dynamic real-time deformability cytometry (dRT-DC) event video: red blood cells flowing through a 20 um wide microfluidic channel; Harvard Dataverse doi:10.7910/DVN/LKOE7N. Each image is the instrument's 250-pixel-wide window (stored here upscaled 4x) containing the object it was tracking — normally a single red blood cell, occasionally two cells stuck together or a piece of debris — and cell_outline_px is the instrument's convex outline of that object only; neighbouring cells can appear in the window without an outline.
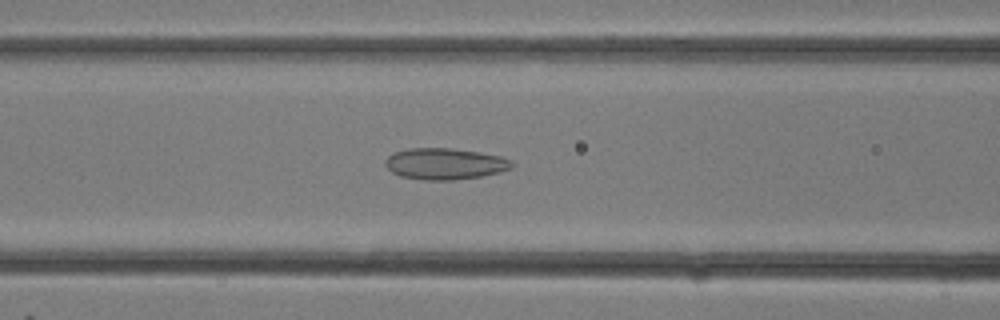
{"species": "common noctule bat (a hibernating species)", "species_latin": "Nyctalus noctula", "temperature_condition": "room temperature", "stored_images_in_passage": 27, "camera_frame_rate_fps": 3000, "um_per_image_px": 0.085, "animal": {"sex": "female"}, "frame": {"image": 1, "passage_image": 10, "time_ms": 3.0, "image_size_px": [1000, 320], "cell_outline_px": [[516, 164], [512, 168], [500, 172], [480, 176], [452, 180], [424, 180], [400, 176], [392, 172], [384, 164], [384, 160], [388, 156], [396, 152], [408, 148], [452, 148], [500, 156], [512, 160]], "centroid_in_image_um": [37.82, 13.92], "position_along_channel_um": 128.8, "area_um2": 23.12}}
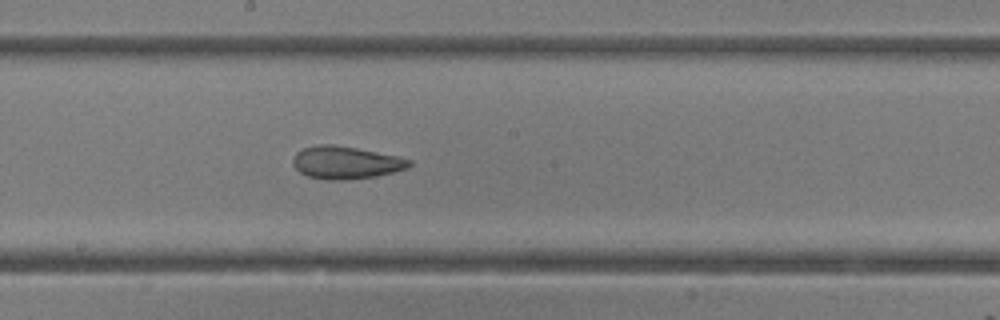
{"frame": {"image": 2, "passage_image": 14, "time_ms": 4.333, "image_size_px": [1000, 320], "cell_outline_px": [[412, 164], [408, 168], [376, 176], [348, 180], [324, 180], [308, 176], [300, 172], [292, 164], [292, 160], [296, 152], [304, 148], [320, 144], [332, 144], [356, 148], [396, 156], [412, 160]], "centroid_in_image_um": [29.37, 13.83], "position_along_channel_um": 218.8, "area_um2": 22.08}}
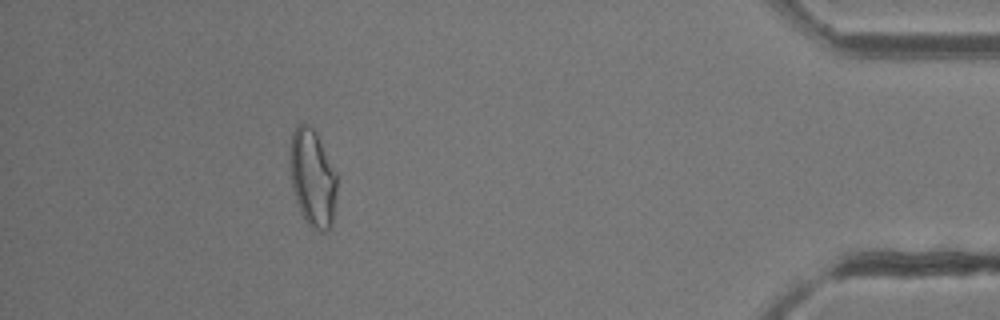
{"frame": {"image": 3, "passage_image": 25, "time_ms": 8.0, "image_size_px": [1000, 320], "cell_outline_px": [[336, 196], [332, 224], [328, 232], [316, 232], [308, 224], [300, 212], [292, 188], [288, 160], [292, 132], [296, 124], [308, 124], [316, 132], [336, 172]], "centroid_in_image_um": [26.55, 15.14], "position_along_channel_um": 408.7, "area_um2": 27.11}}